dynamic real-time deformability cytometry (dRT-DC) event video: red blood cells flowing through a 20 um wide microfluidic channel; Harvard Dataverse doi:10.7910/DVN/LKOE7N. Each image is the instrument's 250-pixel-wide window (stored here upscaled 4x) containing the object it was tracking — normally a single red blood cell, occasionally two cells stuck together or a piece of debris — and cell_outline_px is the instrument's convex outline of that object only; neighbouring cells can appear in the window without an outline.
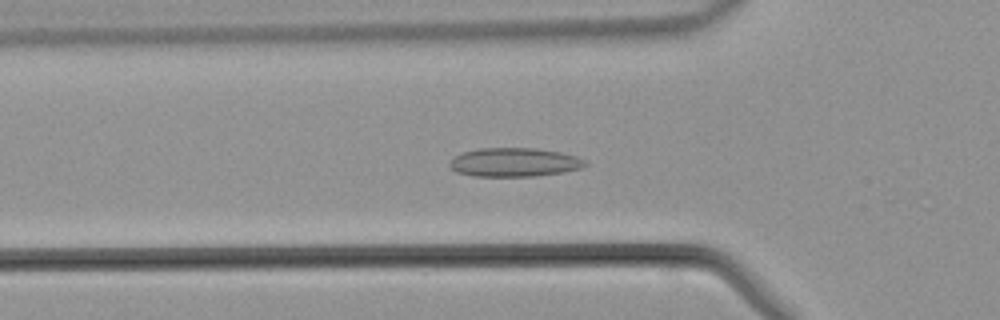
{"species": "common noctule bat (a hibernating species)", "species_latin": "Nyctalus noctula", "temperature_condition": "warm", "stored_images_in_passage": 9, "camera_frame_rate_fps": 3000, "um_per_image_px": 0.085, "animal": {"sex": "male", "body_mass_g": 21.5, "forearm_length_mm": 52.0}, "frame": {"image": 1, "passage_image": 7, "time_ms": 2.0, "image_size_px": [1000, 320], "cell_outline_px": [[588, 164], [580, 168], [564, 172], [536, 176], [472, 176], [456, 172], [448, 164], [456, 156], [464, 152], [480, 148], [536, 148], [560, 152], [576, 156], [584, 160]], "centroid_in_image_um": [43.73, 13.8], "position_along_channel_um": 82.1, "area_um2": 22.66}}